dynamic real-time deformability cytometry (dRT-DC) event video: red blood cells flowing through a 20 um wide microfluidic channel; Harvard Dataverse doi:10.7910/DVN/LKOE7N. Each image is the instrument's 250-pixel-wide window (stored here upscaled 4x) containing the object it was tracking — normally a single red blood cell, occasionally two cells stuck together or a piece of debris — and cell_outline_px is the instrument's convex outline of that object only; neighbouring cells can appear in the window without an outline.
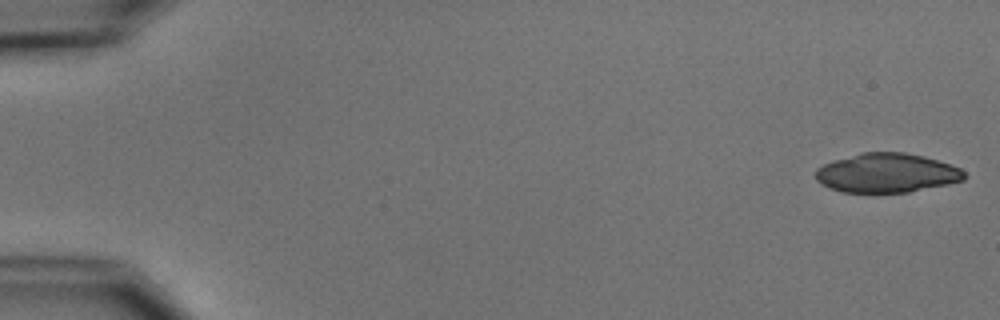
{"species": "common noctule bat (a hibernating species)", "species_latin": "Nyctalus noctula", "temperature_condition": "cold", "stored_images_in_passage": 9, "camera_frame_rate_fps": 3000, "um_per_image_px": 0.085, "animal": {"sex": "male", "body_mass_g": 15.6}, "frame": {"image": 1, "passage_image": 1, "time_ms": 0.0, "image_size_px": [1000, 320], "cell_outline_px": [[964, 180], [948, 184], [908, 192], [840, 192], [820, 184], [816, 180], [816, 168], [832, 160], [860, 152], [904, 152], [924, 156], [960, 168], [964, 172]], "centroid_in_image_um": [75.33, 14.7], "position_along_channel_um": 9.7, "area_um2": 33.99}}